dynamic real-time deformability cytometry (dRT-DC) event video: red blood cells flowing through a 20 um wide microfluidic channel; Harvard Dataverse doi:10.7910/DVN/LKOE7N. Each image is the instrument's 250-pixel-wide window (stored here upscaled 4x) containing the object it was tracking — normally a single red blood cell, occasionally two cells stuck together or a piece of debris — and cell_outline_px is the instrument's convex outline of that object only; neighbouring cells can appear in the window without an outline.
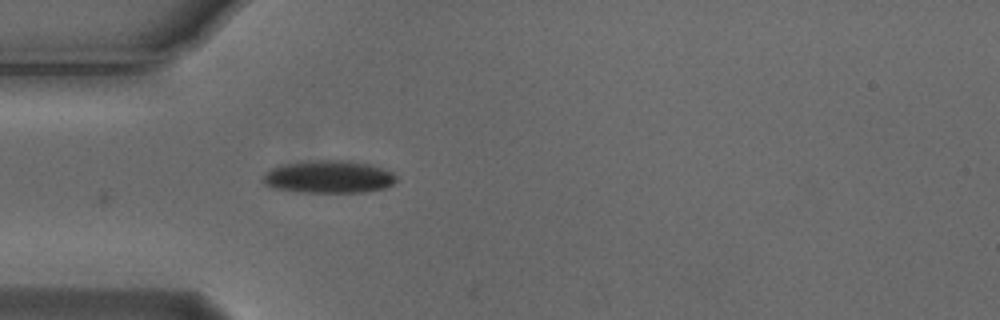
{"species": "Egyptian fruit bat (a non-hibernating species)", "species_latin": "Rousettus aegyptiacus", "temperature_condition": "cold", "stored_images_in_passage": 6, "camera_frame_rate_fps": 3000, "um_per_image_px": 0.085, "animal": {"sex": "male"}, "frame": {"image": 1, "passage_image": 1, "time_ms": 0.0, "image_size_px": [1000, 320], "cell_outline_px": [[396, 180], [392, 184], [384, 188], [364, 192], [296, 192], [276, 188], [264, 184], [264, 172], [272, 168], [288, 164], [320, 160], [344, 160], [372, 164], [392, 172], [396, 176]], "centroid_in_image_um": [27.97, 15.04], "position_along_channel_um": 57.0, "area_um2": 25.09}}